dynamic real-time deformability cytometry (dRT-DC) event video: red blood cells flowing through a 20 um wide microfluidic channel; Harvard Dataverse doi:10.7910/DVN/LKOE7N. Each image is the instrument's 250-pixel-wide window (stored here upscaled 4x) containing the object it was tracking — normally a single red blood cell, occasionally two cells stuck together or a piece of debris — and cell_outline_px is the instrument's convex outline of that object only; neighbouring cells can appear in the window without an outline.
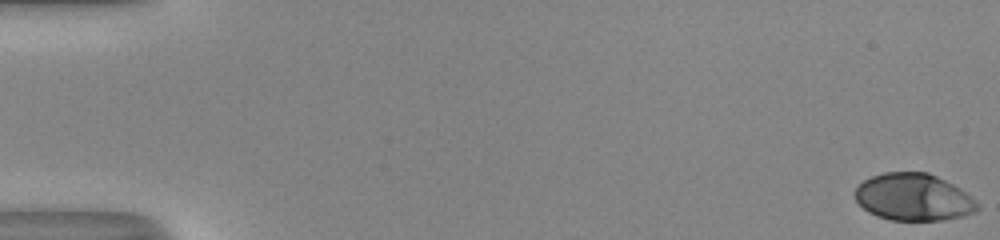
{"species": "human", "species_latin": "Homo sapiens", "temperature_condition": "room temperature", "stored_images_in_passage": 53, "camera_frame_rate_fps": 3000, "um_per_image_px": 0.085, "donor": {"sex": "male"}, "frame": {"image": 1, "passage_image": 1, "time_ms": 0.0, "image_size_px": [1000, 240], "cell_outline_px": [[980, 208], [976, 212], [964, 216], [940, 220], [892, 220], [876, 216], [868, 212], [856, 200], [856, 188], [864, 180], [872, 176], [884, 172], [928, 172], [960, 188], [972, 196], [980, 204]], "centroid_in_image_um": [77.69, 16.76], "position_along_channel_um": 7.3, "area_um2": 33.64}}
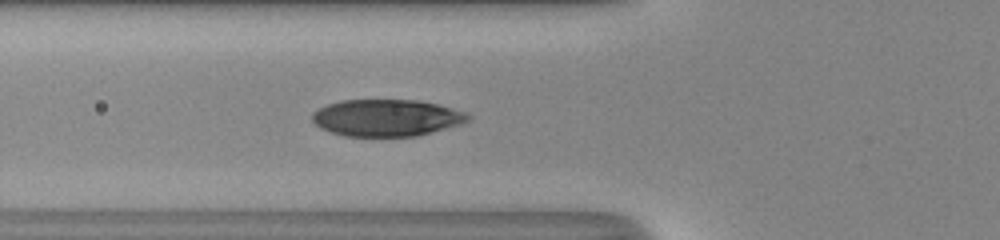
{"frame": {"image": 2, "passage_image": 21, "time_ms": 6.667, "image_size_px": [1000, 240], "cell_outline_px": [[472, 116], [464, 124], [416, 136], [344, 136], [320, 128], [312, 120], [312, 112], [328, 104], [340, 100], [416, 100], [436, 104], [468, 112]], "centroid_in_image_um": [32.89, 10.01], "position_along_channel_um": 92.9, "area_um2": 33.58}}
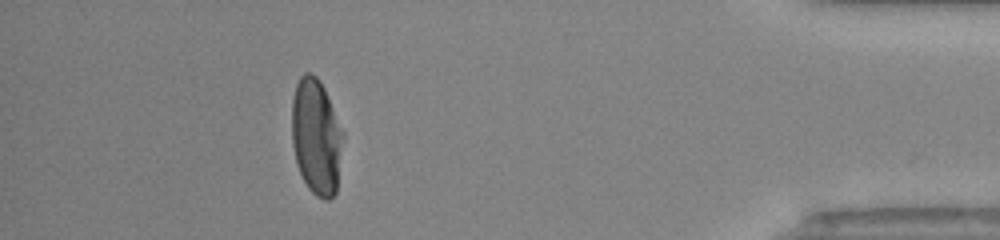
{"frame": {"image": 3, "passage_image": 48, "time_ms": 15.667, "image_size_px": [1000, 240], "cell_outline_px": [[344, 136], [336, 192], [328, 200], [324, 200], [316, 196], [308, 188], [296, 164], [292, 144], [292, 100], [296, 84], [300, 76], [304, 72], [312, 72], [316, 76], [324, 88], [344, 132]], "centroid_in_image_um": [26.88, 11.62], "position_along_channel_um": 408.3, "area_um2": 34.8}, "authors_computed_cell_mechanics": {"area_um2": 34.391, "velocity_mm_per_s": 4.0624, "shape_relaxation_time_tau1_ms": 4.442, "shape_relaxation_time_tau2_ms": null, "deformation_change_tau1": 0.2222, "deformation_change_tau2": null}}